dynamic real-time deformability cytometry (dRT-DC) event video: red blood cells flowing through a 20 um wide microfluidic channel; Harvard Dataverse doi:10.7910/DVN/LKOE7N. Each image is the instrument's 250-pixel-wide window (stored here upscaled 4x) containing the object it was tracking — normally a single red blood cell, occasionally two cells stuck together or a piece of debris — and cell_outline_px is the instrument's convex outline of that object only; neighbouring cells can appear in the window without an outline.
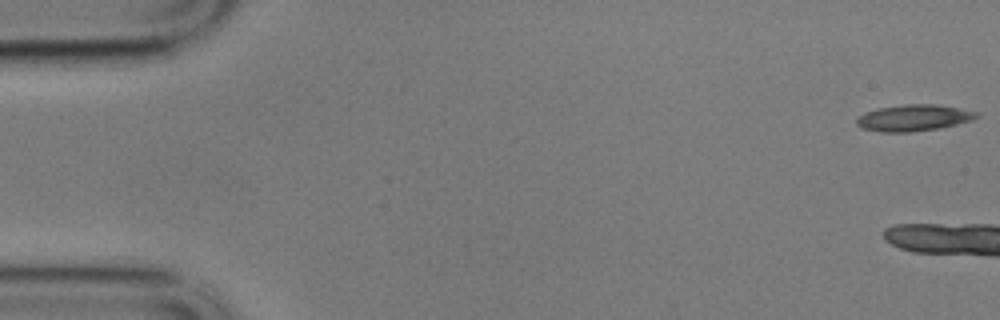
{"species": "common noctule bat (a hibernating species)", "species_latin": "Nyctalus noctula", "temperature_condition": "cold", "stored_images_in_passage": 5, "camera_frame_rate_fps": 3000, "um_per_image_px": 0.085, "animal": {"sex": "male", "body_mass_g": 17.9}, "frame": {"image": 1, "passage_image": 1, "time_ms": 0.0, "image_size_px": [1000, 320], "cell_outline_px": [[980, 116], [972, 120], [940, 128], [908, 132], [880, 132], [860, 128], [856, 124], [856, 120], [864, 112], [880, 108], [904, 104], [936, 104], [976, 112]], "centroid_in_image_um": [77.62, 10.02], "position_along_channel_um": 7.4, "area_um2": 18.32}}